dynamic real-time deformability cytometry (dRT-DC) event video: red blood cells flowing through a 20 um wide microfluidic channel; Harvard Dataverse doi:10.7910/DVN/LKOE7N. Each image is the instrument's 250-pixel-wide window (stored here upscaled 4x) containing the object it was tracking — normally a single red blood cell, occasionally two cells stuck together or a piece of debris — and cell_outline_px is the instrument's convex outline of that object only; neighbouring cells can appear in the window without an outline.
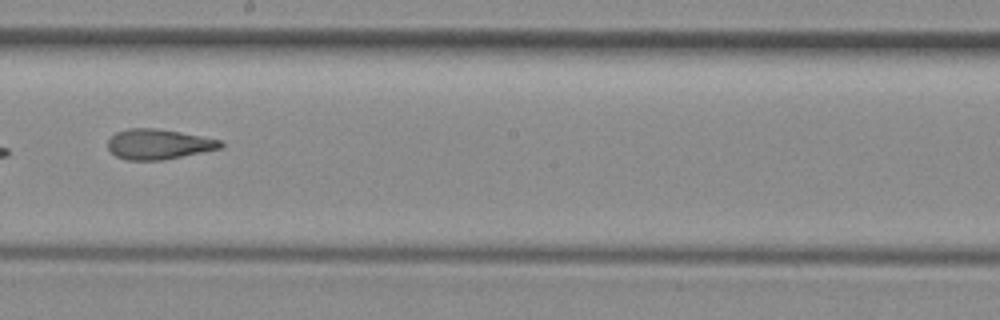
{"species": "common noctule bat (a hibernating species)", "species_latin": "Nyctalus noctula", "temperature_condition": "room temperature", "stored_images_in_passage": 12, "camera_frame_rate_fps": 3000, "um_per_image_px": 0.085, "animal": {"sex": "female", "body_mass_g": 29.2, "forearm_length_mm": 56.3}, "frame": {"image": 1, "passage_image": 12, "time_ms": 13.667, "image_size_px": [1000, 320], "cell_outline_px": [[224, 148], [160, 160], [128, 160], [116, 156], [108, 148], [108, 140], [116, 132], [128, 128], [156, 128], [180, 132], [220, 140], [224, 144]], "centroid_in_image_um": [13.48, 12.25], "position_along_channel_um": 234.7, "area_um2": 19.71}}